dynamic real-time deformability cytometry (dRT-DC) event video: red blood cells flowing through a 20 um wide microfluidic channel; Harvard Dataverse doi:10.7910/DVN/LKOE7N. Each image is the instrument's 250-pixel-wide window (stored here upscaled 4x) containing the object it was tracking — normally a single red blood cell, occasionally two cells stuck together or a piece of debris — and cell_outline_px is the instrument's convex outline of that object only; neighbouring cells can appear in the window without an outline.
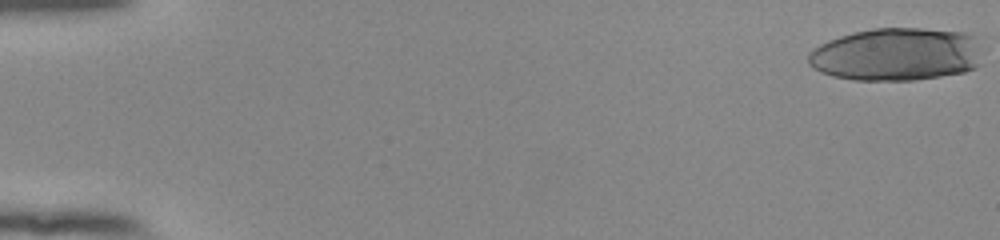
{"species": "human", "species_latin": "Homo sapiens", "temperature_condition": "room temperature", "stored_images_in_passage": 27, "camera_frame_rate_fps": 3000, "um_per_image_px": 0.085, "donor": {"sex": "female"}, "frame": {"image": 1, "passage_image": 1, "time_ms": 0.0, "image_size_px": [1000, 240], "cell_outline_px": [[980, 64], [976, 68], [964, 72], [940, 76], [912, 80], [852, 80], [832, 76], [820, 72], [812, 68], [808, 64], [808, 52], [812, 48], [828, 40], [852, 32], [872, 28], [920, 28], [964, 32], [976, 36]], "centroid_in_image_um": [76.15, 4.62], "position_along_channel_um": 8.8, "area_um2": 54.16}}
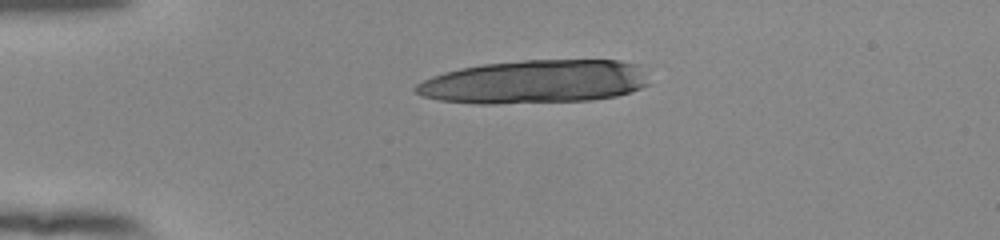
{"frame": {"image": 2, "passage_image": 14, "time_ms": 4.333, "image_size_px": [1000, 240], "cell_outline_px": [[648, 84], [632, 92], [616, 96], [592, 100], [496, 104], [476, 104], [440, 100], [420, 96], [412, 88], [416, 84], [432, 76], [444, 72], [460, 68], [484, 64], [524, 60], [620, 60], [640, 64]], "centroid_in_image_um": [45.43, 6.95], "position_along_channel_um": 39.6, "area_um2": 59.36}}